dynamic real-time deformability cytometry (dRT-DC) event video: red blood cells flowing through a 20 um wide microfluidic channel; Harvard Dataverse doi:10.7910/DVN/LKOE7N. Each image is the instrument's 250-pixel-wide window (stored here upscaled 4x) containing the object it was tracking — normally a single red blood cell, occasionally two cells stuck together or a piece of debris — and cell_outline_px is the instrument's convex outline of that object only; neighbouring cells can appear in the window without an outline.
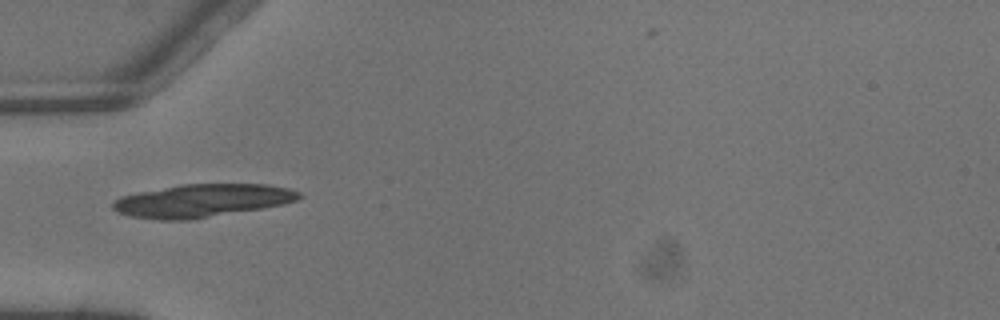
{"species": "common noctule bat (a hibernating species)", "species_latin": "Nyctalus noctula", "temperature_condition": "warm", "stored_images_in_passage": 2, "camera_frame_rate_fps": 3000, "um_per_image_px": 0.085, "animal": {"sex": "male", "body_mass_g": 13.3}, "frame": {"image": 1, "passage_image": 1, "time_ms": 0.0, "image_size_px": [1000, 320], "cell_outline_px": [[304, 196], [296, 200], [284, 204], [264, 208], [192, 220], [160, 220], [132, 216], [120, 212], [112, 208], [112, 204], [120, 196], [180, 184], [268, 184], [288, 188], [300, 192]], "centroid_in_image_um": [17.23, 17.05], "position_along_channel_um": 67.8, "area_um2": 35.84}}